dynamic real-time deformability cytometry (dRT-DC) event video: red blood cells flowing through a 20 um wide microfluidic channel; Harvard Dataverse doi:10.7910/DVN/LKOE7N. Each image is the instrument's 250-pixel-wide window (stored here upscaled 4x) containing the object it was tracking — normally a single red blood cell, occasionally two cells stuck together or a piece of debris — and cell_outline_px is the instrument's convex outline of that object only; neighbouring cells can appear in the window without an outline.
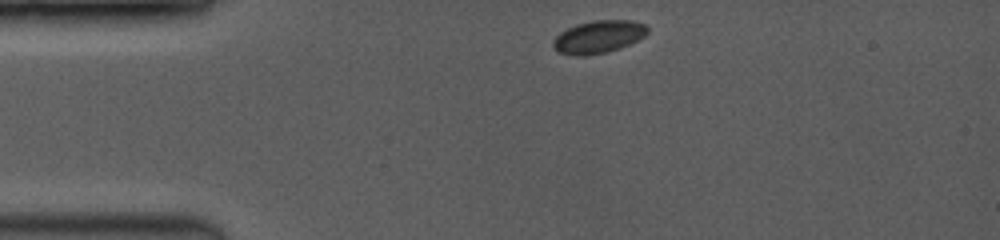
{"species": "common noctule bat (a hibernating species)", "species_latin": "Nyctalus noctula", "temperature_condition": "room temperature", "stored_images_in_passage": 76, "camera_frame_rate_fps": 3500, "um_per_image_px": 0.085, "animal": {"sex": "female", "body_mass_g": 19.0, "forearm_length_mm": 53.3}, "frame": {"image": 1, "passage_image": 1, "time_ms": 0.0, "image_size_px": [1000, 240], "cell_outline_px": [[648, 32], [644, 36], [620, 48], [604, 52], [584, 56], [576, 56], [556, 52], [552, 44], [552, 40], [560, 32], [576, 24], [596, 20], [628, 20], [644, 24], [648, 28]], "centroid_in_image_um": [50.82, 3.13], "position_along_channel_um": 34.2, "area_um2": 17.86}}
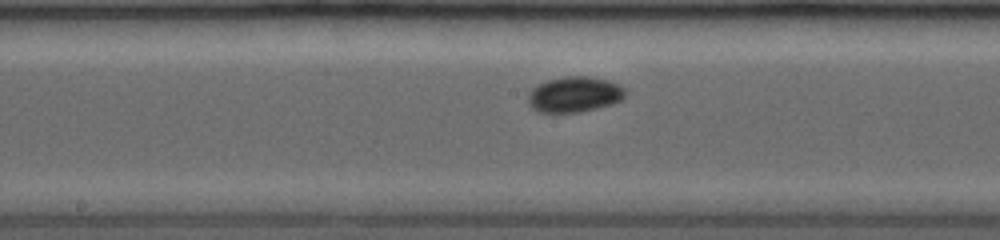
{"frame": {"image": 2, "passage_image": 33, "time_ms": 5.143, "image_size_px": [1000, 240], "cell_outline_px": [[628, 92], [620, 100], [612, 104], [580, 112], [536, 112], [528, 104], [528, 92], [532, 88], [548, 80], [564, 76], [592, 76], [608, 80], [620, 84]], "centroid_in_image_um": [48.83, 8.02], "position_along_channel_um": 199.4, "area_um2": 20.35}}
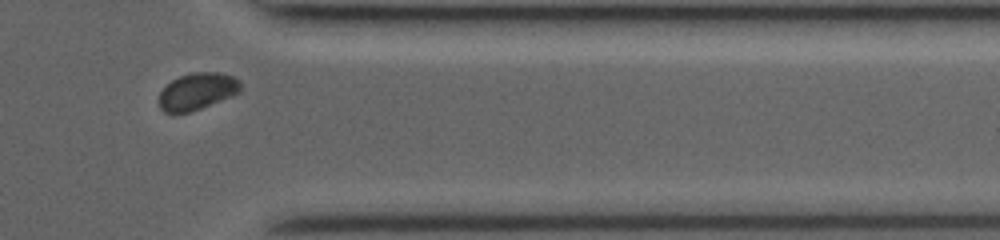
{"frame": {"image": 3, "passage_image": 64, "time_ms": 10.0, "image_size_px": [1000, 240], "cell_outline_px": [[240, 92], [232, 96], [200, 108], [188, 112], [164, 112], [160, 108], [160, 92], [172, 80], [180, 76], [192, 72], [220, 72], [232, 76], [240, 80]], "centroid_in_image_um": [16.79, 7.74], "position_along_channel_um": 394.6, "area_um2": 17.28}, "authors_computed_cell_mechanics": {"area_um2": 18.6116, "velocity_mm_per_s": 4.0267, "shape_relaxation_time_tau1_ms": 0.9515, "shape_relaxation_time_tau2_ms": null, "deformation_change_tau1": 0.0365, "deformation_change_tau2": null}}